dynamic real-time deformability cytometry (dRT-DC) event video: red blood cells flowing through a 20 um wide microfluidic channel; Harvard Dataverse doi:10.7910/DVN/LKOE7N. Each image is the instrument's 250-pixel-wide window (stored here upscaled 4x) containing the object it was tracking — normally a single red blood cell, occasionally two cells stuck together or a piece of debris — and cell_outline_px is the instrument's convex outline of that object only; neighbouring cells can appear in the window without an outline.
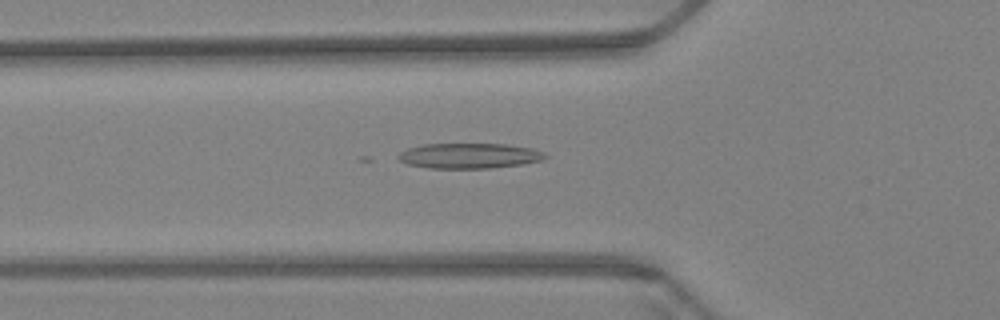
{"species": "Egyptian fruit bat (a non-hibernating species)", "species_latin": "Rousettus aegyptiacus", "temperature_condition": "warm", "stored_images_in_passage": 58, "camera_frame_rate_fps": 3000, "um_per_image_px": 0.085, "animal": {"sex": "female"}, "frame": {"image": 1, "passage_image": 19, "time_ms": 6.0, "image_size_px": [1000, 320], "cell_outline_px": [[548, 156], [540, 160], [520, 164], [492, 168], [428, 168], [408, 164], [400, 160], [396, 156], [400, 152], [408, 148], [424, 144], [508, 144], [532, 148], [544, 152]], "centroid_in_image_um": [39.87, 13.24], "position_along_channel_um": 85.9, "area_um2": 21.56}}
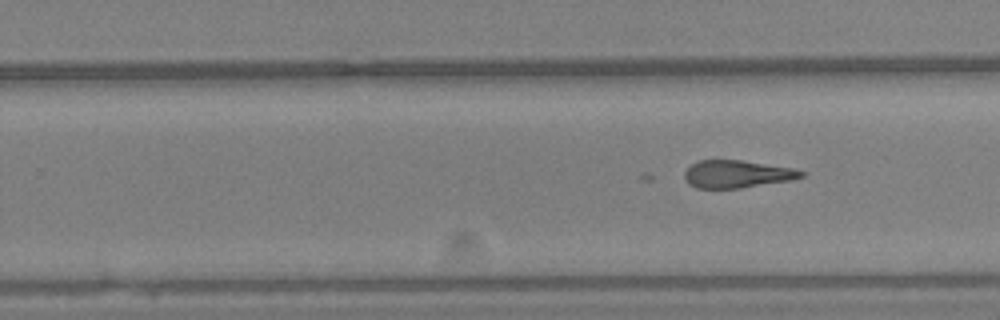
{"frame": {"image": 2, "passage_image": 35, "time_ms": 11.333, "image_size_px": [1000, 320], "cell_outline_px": [[804, 176], [792, 180], [740, 188], [696, 188], [688, 184], [684, 176], [684, 172], [692, 164], [700, 160], [740, 160], [792, 168], [804, 172]], "centroid_in_image_um": [62.62, 14.8], "position_along_channel_um": 267.2, "area_um2": 18.61}}
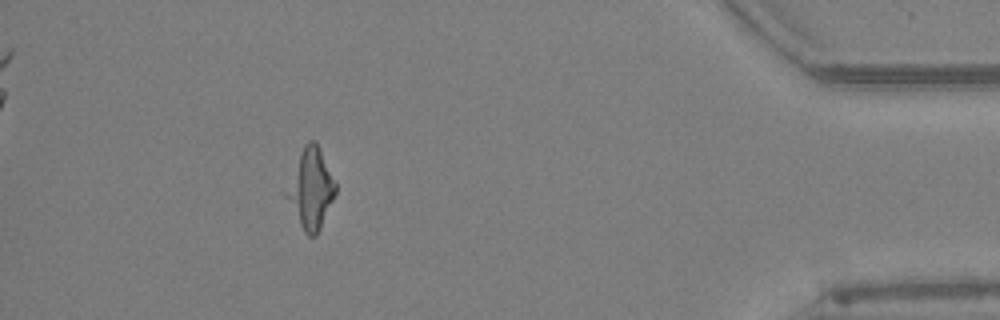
{"frame": {"image": 3, "passage_image": 52, "time_ms": 17.0, "image_size_px": [1000, 320], "cell_outline_px": [[336, 192], [320, 228], [316, 236], [308, 236], [304, 232], [284, 196], [284, 192], [304, 144], [308, 140], [316, 140], [320, 148], [336, 184]], "centroid_in_image_um": [26.41, 16.03], "position_along_channel_um": 408.8, "area_um2": 22.48}}